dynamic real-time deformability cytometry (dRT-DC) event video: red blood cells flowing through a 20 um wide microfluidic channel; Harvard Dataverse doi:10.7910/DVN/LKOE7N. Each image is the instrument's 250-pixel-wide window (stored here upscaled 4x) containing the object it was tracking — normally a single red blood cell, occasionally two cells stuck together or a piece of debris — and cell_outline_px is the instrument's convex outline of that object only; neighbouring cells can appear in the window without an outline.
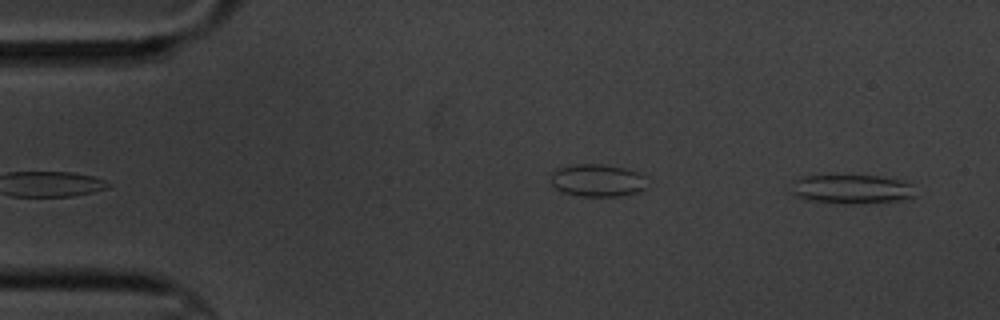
{"species": "common noctule bat (a hibernating species)", "species_latin": "Nyctalus noctula", "temperature_condition": "cold", "stored_images_in_passage": 5, "camera_frame_rate_fps": 3000, "um_per_image_px": 0.085, "animal": {"sex": "male", "body_mass_g": 20.1, "forearm_length_mm": 53.5}, "frame": {"image": 1, "passage_image": 5, "time_ms": 4.667, "image_size_px": [1000, 320], "cell_outline_px": [[916, 196], [900, 200], [848, 204], [844, 204], [804, 200], [784, 192], [784, 188], [792, 180], [804, 176], [880, 176], [900, 180], [912, 184]], "centroid_in_image_um": [72.21, 16.08], "position_along_channel_um": 12.8, "area_um2": 21.68}}